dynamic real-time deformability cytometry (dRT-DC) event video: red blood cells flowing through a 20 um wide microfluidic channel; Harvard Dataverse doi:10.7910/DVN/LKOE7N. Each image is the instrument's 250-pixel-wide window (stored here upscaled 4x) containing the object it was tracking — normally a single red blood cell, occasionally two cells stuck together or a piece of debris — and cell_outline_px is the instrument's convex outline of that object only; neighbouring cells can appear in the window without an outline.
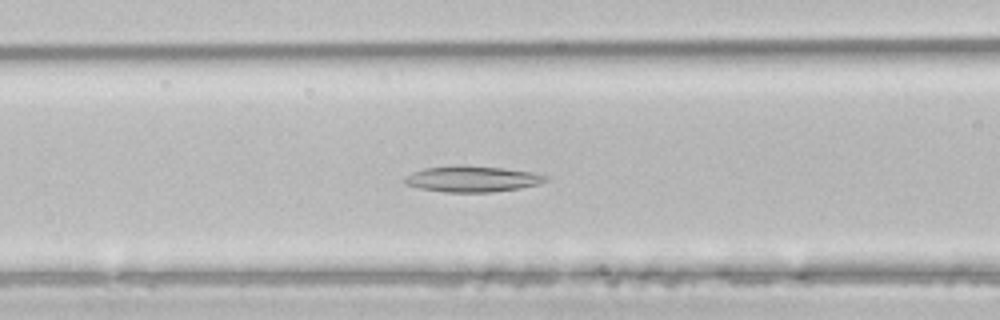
{"species": "common noctule bat (a hibernating species)", "species_latin": "Nyctalus noctula", "temperature_condition": "room temperature", "stored_images_in_passage": 49, "camera_frame_rate_fps": 3000, "um_per_image_px": 0.085, "animal": {"sex": "male", "body_mass_g": 21.5, "forearm_length_mm": 52.0}, "frame": {"image": 1, "passage_image": 20, "time_ms": 6.333, "image_size_px": [1000, 320], "cell_outline_px": [[552, 176], [548, 180], [540, 184], [520, 188], [492, 192], [448, 192], [420, 188], [404, 184], [404, 180], [412, 172], [424, 168], [456, 164], [504, 168], [532, 172]], "centroid_in_image_um": [40.19, 15.2], "position_along_channel_um": 126.4, "area_um2": 21.56}}
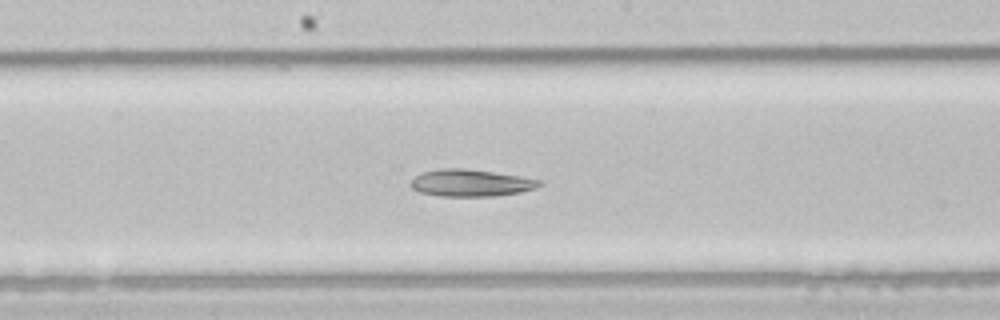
{"frame": {"image": 2, "passage_image": 26, "time_ms": 8.333, "image_size_px": [1000, 320], "cell_outline_px": [[540, 184], [536, 188], [520, 192], [496, 196], [440, 196], [420, 192], [412, 188], [408, 184], [420, 172], [440, 168], [464, 168], [520, 176], [540, 180]], "centroid_in_image_um": [39.97, 15.54], "position_along_channel_um": 208.2, "area_um2": 20.23}}
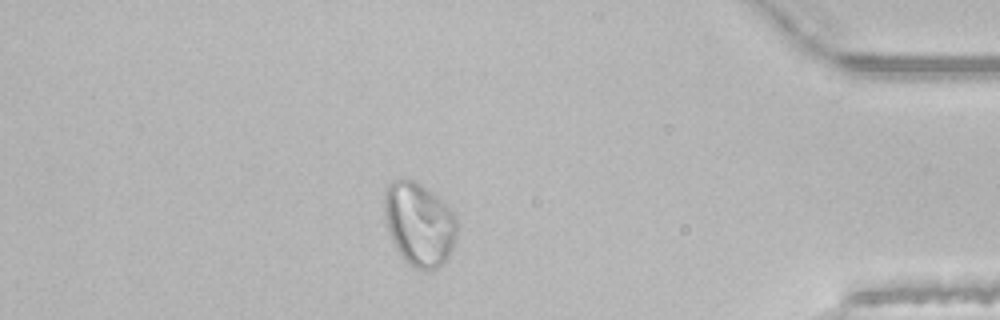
{"frame": {"image": 3, "passage_image": 43, "time_ms": 14.0, "image_size_px": [1000, 320], "cell_outline_px": [[456, 236], [452, 248], [448, 256], [436, 268], [428, 272], [416, 268], [404, 260], [396, 248], [392, 240], [384, 216], [384, 196], [388, 184], [392, 180], [416, 180], [432, 192], [452, 212], [456, 220]], "centroid_in_image_um": [35.6, 19.05], "position_along_channel_um": 399.6, "area_um2": 34.91}, "authors_computed_cell_mechanics": {"area_um2": 28.4954, "velocity_mm_per_s": 4.0779, "shape_relaxation_time_tau1_ms": null, "shape_relaxation_time_tau2_ms": 3.3626, "deformation_change_tau1": null, "deformation_change_tau2": 0.0911}}